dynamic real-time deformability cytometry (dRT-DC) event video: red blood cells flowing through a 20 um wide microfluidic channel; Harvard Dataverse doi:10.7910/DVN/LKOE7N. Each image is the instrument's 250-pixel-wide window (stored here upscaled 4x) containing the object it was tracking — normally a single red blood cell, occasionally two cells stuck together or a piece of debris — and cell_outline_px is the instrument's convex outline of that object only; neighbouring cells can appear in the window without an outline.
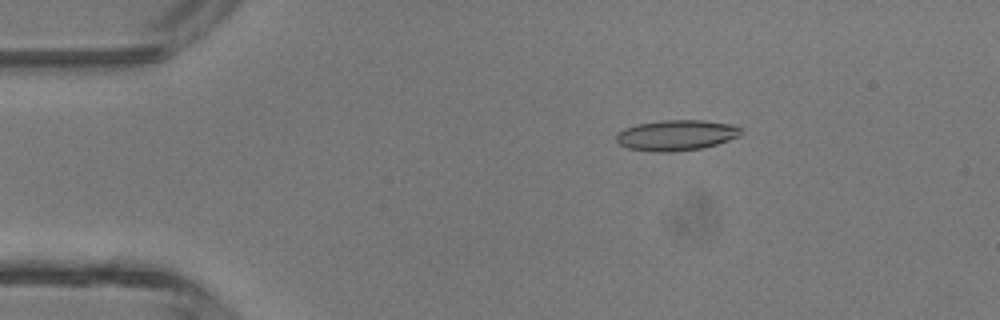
{"species": "common noctule bat (a hibernating species)", "species_latin": "Nyctalus noctula", "temperature_condition": "room temperature", "stored_images_in_passage": 3, "camera_frame_rate_fps": 3000, "um_per_image_px": 0.085, "animal": {"sex": "male", "body_mass_g": 13.3}, "frame": {"image": 1, "passage_image": 2, "time_ms": 0.333, "image_size_px": [1000, 320], "cell_outline_px": [[740, 136], [704, 148], [672, 152], [656, 152], [628, 148], [620, 144], [616, 140], [616, 132], [624, 128], [636, 124], [660, 120], [704, 120], [736, 124], [740, 128]], "centroid_in_image_um": [57.48, 11.48], "position_along_channel_um": 27.5, "area_um2": 22.48}}
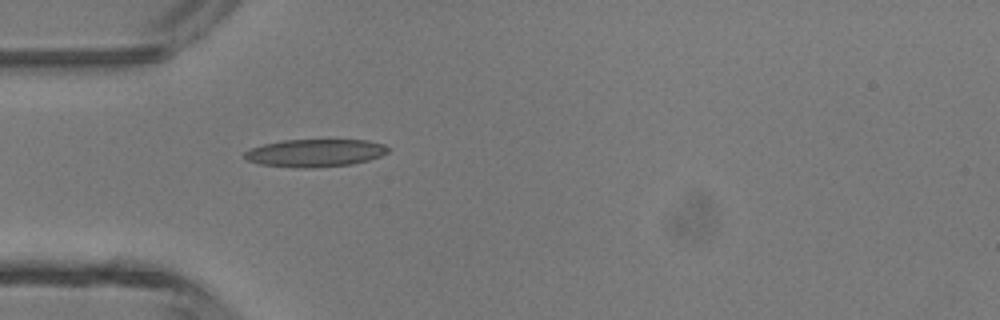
{"frame": {"image": 2, "passage_image": 3, "time_ms": 0.667, "image_size_px": [1000, 320], "cell_outline_px": [[388, 152], [380, 156], [368, 160], [352, 164], [312, 168], [292, 168], [260, 164], [248, 160], [240, 156], [244, 152], [252, 148], [264, 144], [280, 140], [368, 140], [384, 144], [388, 148]], "centroid_in_image_um": [26.75, 13.0], "position_along_channel_um": 58.3, "area_um2": 23.29}}